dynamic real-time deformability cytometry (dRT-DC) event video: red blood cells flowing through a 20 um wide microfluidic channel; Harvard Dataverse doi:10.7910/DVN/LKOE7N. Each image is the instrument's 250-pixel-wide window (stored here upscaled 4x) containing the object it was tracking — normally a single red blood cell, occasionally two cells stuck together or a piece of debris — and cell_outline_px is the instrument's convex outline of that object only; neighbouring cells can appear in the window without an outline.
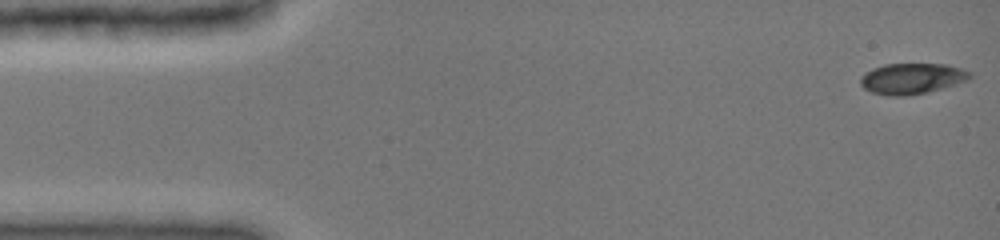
{"species": "common noctule bat (a hibernating species)", "species_latin": "Nyctalus noctula", "temperature_condition": "cold", "stored_images_in_passage": 44, "camera_frame_rate_fps": 3000, "um_per_image_px": 0.085, "animal": {"sex": "female", "body_mass_g": 19.0, "forearm_length_mm": 51.5}, "frame": {"image": 1, "passage_image": 1, "time_ms": 0.0, "image_size_px": [1000, 240], "cell_outline_px": [[972, 76], [968, 80], [928, 92], [904, 96], [888, 96], [872, 92], [864, 88], [860, 84], [860, 76], [864, 72], [872, 68], [884, 64], [948, 64], [972, 72]], "centroid_in_image_um": [77.49, 6.67], "position_along_channel_um": 7.5, "area_um2": 19.77}}
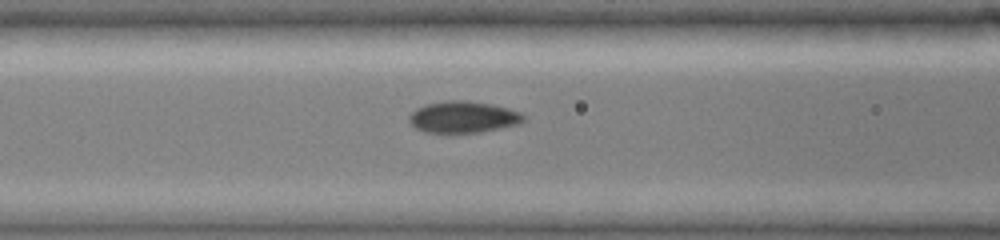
{"frame": {"image": 2, "passage_image": 19, "time_ms": 6.0, "image_size_px": [1000, 240], "cell_outline_px": [[524, 120], [520, 124], [480, 132], [448, 136], [424, 132], [416, 128], [408, 120], [408, 116], [416, 108], [424, 104], [444, 100], [468, 100], [492, 104], [508, 108], [520, 112], [524, 116]], "centroid_in_image_um": [39.32, 9.98], "position_along_channel_um": 127.3, "area_um2": 21.96}}
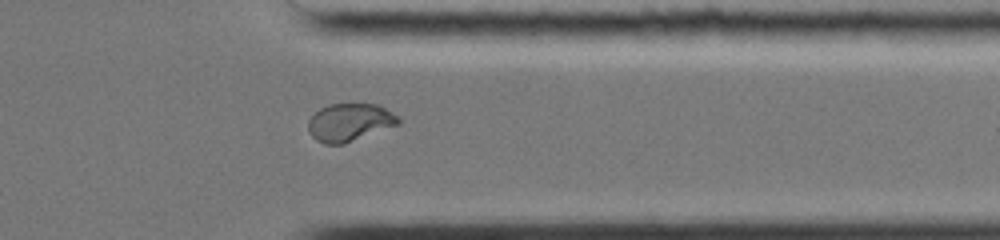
{"frame": {"image": 3, "passage_image": 38, "time_ms": 12.333, "image_size_px": [1000, 240], "cell_outline_px": [[400, 124], [344, 144], [324, 144], [316, 140], [308, 132], [308, 120], [320, 108], [328, 104], [380, 104], [400, 116]], "centroid_in_image_um": [29.75, 10.39], "position_along_channel_um": 381.7, "area_um2": 20.11}}